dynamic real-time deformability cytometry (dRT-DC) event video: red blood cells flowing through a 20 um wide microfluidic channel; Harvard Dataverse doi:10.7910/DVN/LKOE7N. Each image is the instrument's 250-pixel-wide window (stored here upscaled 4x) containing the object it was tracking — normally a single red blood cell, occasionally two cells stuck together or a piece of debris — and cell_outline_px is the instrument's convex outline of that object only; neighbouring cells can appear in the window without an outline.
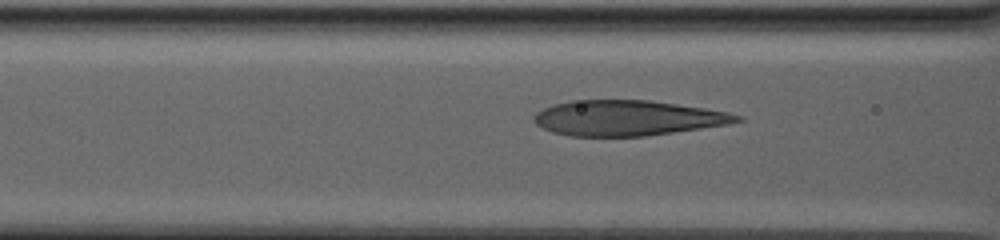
{"species": "human", "species_latin": "Homo sapiens", "temperature_condition": "warm", "stored_images_in_passage": 49, "camera_frame_rate_fps": 3000, "um_per_image_px": 0.085, "donor": {"sex": "male"}, "frame": {"image": 1, "passage_image": 13, "time_ms": 4.0, "image_size_px": [1000, 240], "cell_outline_px": [[744, 120], [728, 124], [644, 136], [568, 136], [552, 132], [536, 124], [532, 120], [532, 116], [536, 112], [552, 104], [572, 100], [648, 100], [704, 108], [728, 112], [740, 116]], "centroid_in_image_um": [53.28, 10.02], "position_along_channel_um": 113.3, "area_um2": 41.62}}
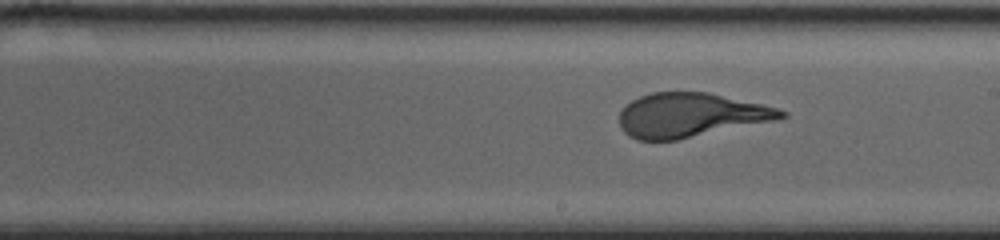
{"frame": {"image": 2, "passage_image": 28, "time_ms": 9.0, "image_size_px": [1000, 240], "cell_outline_px": [[788, 116], [776, 120], [676, 140], [636, 140], [628, 136], [624, 132], [620, 124], [620, 112], [632, 100], [640, 96], [652, 92], [708, 92], [760, 104], [776, 108], [788, 112]], "centroid_in_image_um": [58.69, 9.79], "position_along_channel_um": 230.3, "area_um2": 41.33}}
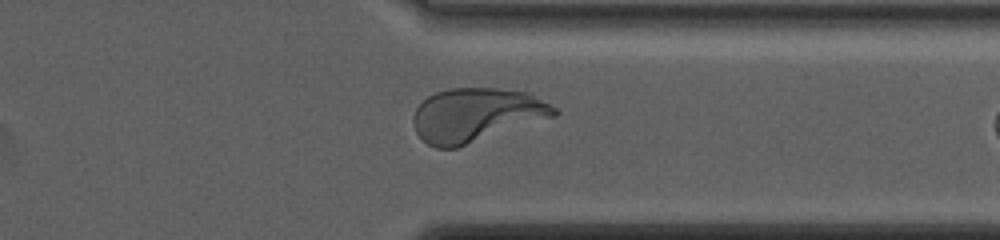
{"frame": {"image": 3, "passage_image": 46, "time_ms": 15.0, "image_size_px": [1000, 240], "cell_outline_px": [[560, 112], [556, 116], [456, 148], [436, 148], [428, 144], [416, 132], [412, 120], [412, 116], [416, 108], [428, 96], [436, 92], [448, 88], [496, 88], [528, 92], [556, 108]], "centroid_in_image_um": [40.47, 9.77], "position_along_channel_um": 370.9, "area_um2": 44.04}}